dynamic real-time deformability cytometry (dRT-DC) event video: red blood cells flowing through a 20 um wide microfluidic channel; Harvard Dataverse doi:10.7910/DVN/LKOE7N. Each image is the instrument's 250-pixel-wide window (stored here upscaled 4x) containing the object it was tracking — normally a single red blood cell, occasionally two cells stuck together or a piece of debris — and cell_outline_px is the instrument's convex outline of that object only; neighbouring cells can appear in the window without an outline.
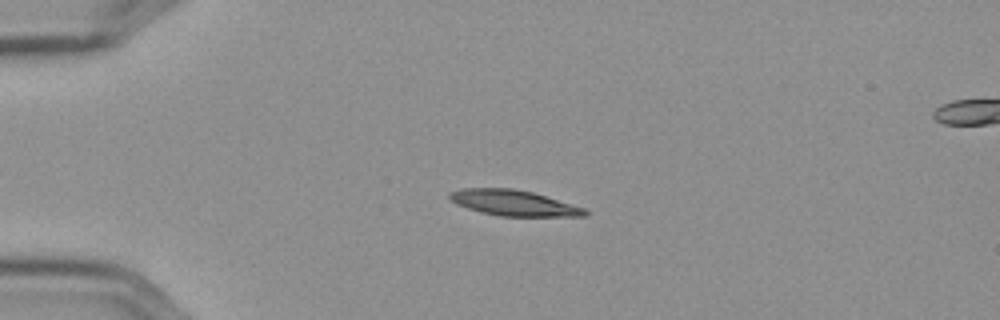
{"species": "Egyptian fruit bat (a non-hibernating species)", "species_latin": "Rousettus aegyptiacus", "temperature_condition": "cold", "stored_images_in_passage": 51, "camera_frame_rate_fps": 3000, "um_per_image_px": 0.085, "frame": {"image": 1, "passage_image": 14, "time_ms": 4.333, "image_size_px": [1000, 320], "cell_outline_px": [[588, 212], [584, 216], [500, 216], [480, 212], [456, 204], [448, 196], [448, 192], [460, 188], [512, 188], [532, 192], [584, 208]], "centroid_in_image_um": [43.6, 17.24], "position_along_channel_um": 41.4, "area_um2": 20.06}}
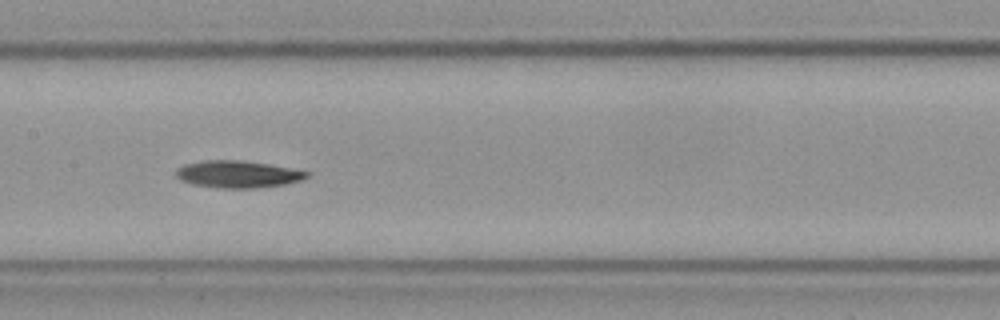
{"frame": {"image": 2, "passage_image": 29, "time_ms": 9.333, "image_size_px": [1000, 320], "cell_outline_px": [[308, 176], [300, 180], [284, 184], [256, 188], [220, 188], [192, 184], [180, 180], [176, 176], [176, 172], [184, 164], [204, 160], [240, 160], [268, 164], [308, 172]], "centroid_in_image_um": [20.16, 14.81], "position_along_channel_um": 187.2, "area_um2": 20.35}}
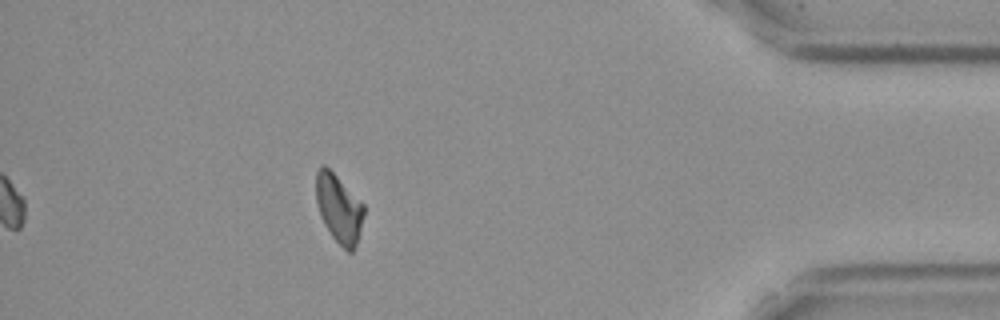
{"frame": {"image": 3, "passage_image": 51, "time_ms": 16.667, "image_size_px": [1000, 320], "cell_outline_px": [[364, 216], [356, 244], [352, 252], [348, 252], [332, 236], [320, 216], [316, 200], [316, 172], [324, 164], [364, 204]], "centroid_in_image_um": [28.8, 17.73], "position_along_channel_um": 406.4, "area_um2": 18.67}, "authors_computed_cell_mechanics": {"area_um2": 19.9988, "velocity_mm_per_s": 3.578, "shape_relaxation_time_tau1_ms": 5.4758, "shape_relaxation_time_tau2_ms": null, "deformation_change_tau1": 0.1336, "deformation_change_tau2": null}}